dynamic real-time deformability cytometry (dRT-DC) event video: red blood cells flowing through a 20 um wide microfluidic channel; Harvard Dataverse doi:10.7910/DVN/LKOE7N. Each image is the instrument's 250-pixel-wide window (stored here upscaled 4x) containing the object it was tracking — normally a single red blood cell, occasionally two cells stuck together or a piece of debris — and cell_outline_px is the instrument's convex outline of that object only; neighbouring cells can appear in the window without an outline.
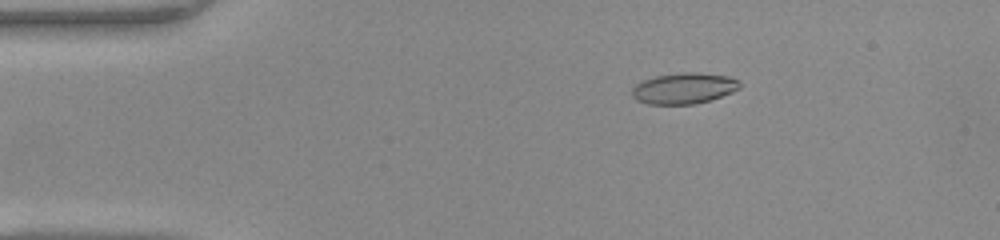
{"species": "common noctule bat (a hibernating species)", "species_latin": "Nyctalus noctula", "temperature_condition": "warm", "stored_images_in_passage": 48, "camera_frame_rate_fps": 3000, "um_per_image_px": 0.085, "animal": {"sex": "female", "body_mass_g": 22.0, "forearm_length_mm": 56.7}, "frame": {"image": 1, "passage_image": 8, "time_ms": 2.333, "image_size_px": [1000, 240], "cell_outline_px": [[740, 88], [732, 92], [708, 100], [692, 104], [648, 104], [636, 100], [632, 96], [632, 88], [640, 80], [656, 76], [680, 72], [696, 72], [728, 76], [736, 80], [740, 84]], "centroid_in_image_um": [58.08, 7.5], "position_along_channel_um": 26.9, "area_um2": 19.36}}
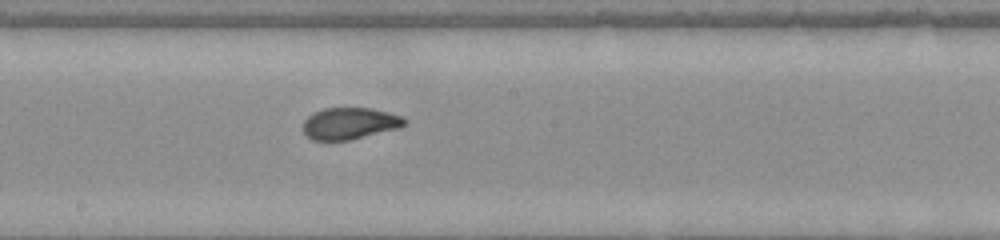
{"frame": {"image": 2, "passage_image": 26, "time_ms": 8.333, "image_size_px": [1000, 240], "cell_outline_px": [[408, 120], [400, 128], [348, 140], [312, 140], [304, 132], [304, 120], [312, 112], [324, 108], [372, 108], [404, 116]], "centroid_in_image_um": [29.75, 10.48], "position_along_channel_um": 218.5, "area_um2": 18.79}}
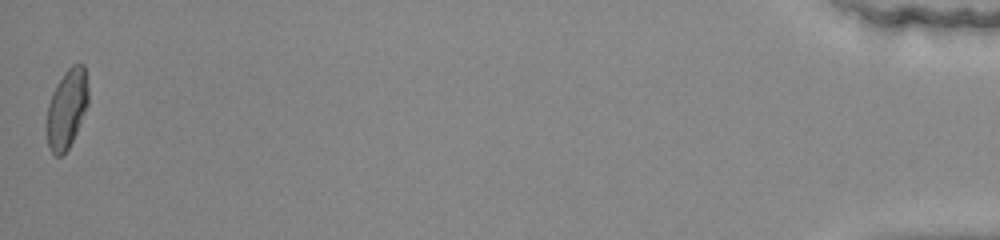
{"frame": {"image": 3, "passage_image": 48, "time_ms": 15.667, "image_size_px": [1000, 240], "cell_outline_px": [[88, 104], [76, 132], [68, 148], [60, 156], [56, 156], [48, 148], [44, 128], [48, 104], [52, 92], [64, 72], [72, 64], [84, 64], [88, 88]], "centroid_in_image_um": [5.64, 9.25], "position_along_channel_um": 429.6, "area_um2": 19.42}, "authors_computed_cell_mechanics": {"area_um2": 19.1896, "velocity_mm_per_s": 4.2362, "shape_relaxation_time_tau1_ms": 6.3766, "shape_relaxation_time_tau2_ms": 0.7181, "deformation_change_tau1": 0.2041, "deformation_change_tau2": 0.0526}}